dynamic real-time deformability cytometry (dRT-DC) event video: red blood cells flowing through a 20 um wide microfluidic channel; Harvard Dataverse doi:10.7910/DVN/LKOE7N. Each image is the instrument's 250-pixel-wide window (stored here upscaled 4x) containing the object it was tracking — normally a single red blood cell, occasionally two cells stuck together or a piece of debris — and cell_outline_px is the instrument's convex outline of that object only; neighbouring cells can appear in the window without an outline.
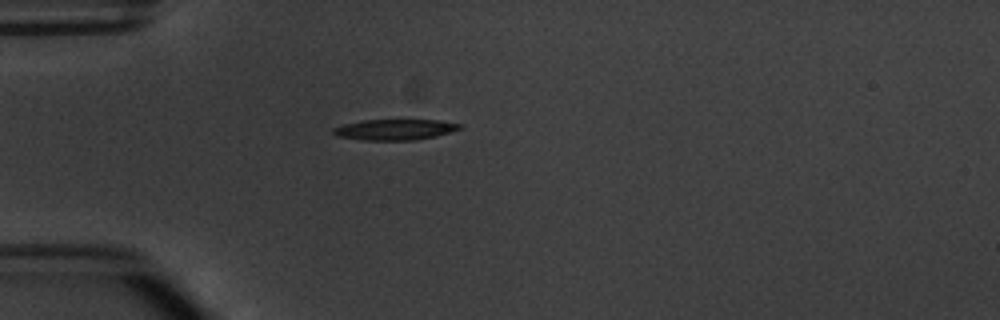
{"species": "common noctule bat (a hibernating species)", "species_latin": "Nyctalus noctula", "temperature_condition": "warm", "stored_images_in_passage": 1, "camera_frame_rate_fps": 3000, "um_per_image_px": 0.085, "animal": {"sex": "male", "body_mass_g": 20.1, "forearm_length_mm": 53.5}, "frame": {"image": 1, "passage_image": 1, "time_ms": 0.0, "image_size_px": [1000, 320], "cell_outline_px": [[464, 128], [436, 136], [416, 140], [360, 140], [336, 136], [332, 132], [332, 128], [344, 124], [364, 120], [436, 120], [464, 124]], "centroid_in_image_um": [33.58, 11.02], "position_along_channel_um": 51.4, "area_um2": 15.43}}